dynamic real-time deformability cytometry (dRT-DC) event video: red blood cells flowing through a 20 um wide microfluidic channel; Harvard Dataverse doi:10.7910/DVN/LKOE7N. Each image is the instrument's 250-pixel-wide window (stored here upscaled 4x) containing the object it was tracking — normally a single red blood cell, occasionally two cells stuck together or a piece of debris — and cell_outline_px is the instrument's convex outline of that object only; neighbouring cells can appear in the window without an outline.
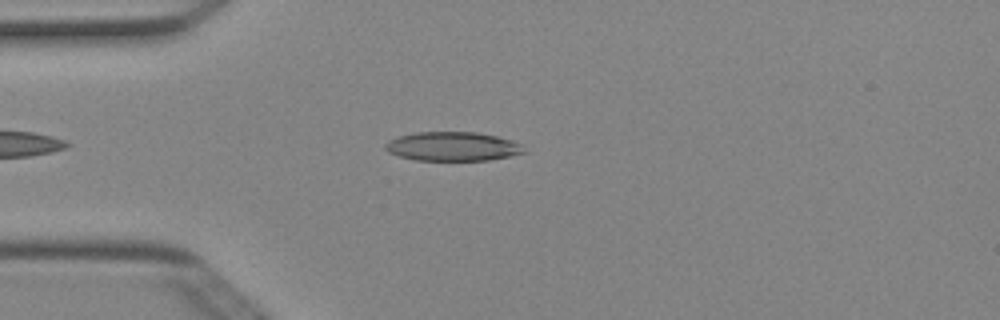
{"species": "Egyptian fruit bat (a non-hibernating species)", "species_latin": "Rousettus aegyptiacus", "temperature_condition": "cold", "stored_images_in_passage": 41, "camera_frame_rate_fps": 3000, "um_per_image_px": 0.085, "animal": {"sex": "female"}, "frame": {"image": 1, "passage_image": 7, "time_ms": 2.0, "image_size_px": [1000, 320], "cell_outline_px": [[528, 152], [512, 156], [488, 160], [416, 160], [400, 156], [388, 152], [384, 148], [384, 144], [388, 140], [400, 136], [416, 132], [476, 132], [496, 136], [520, 144]], "centroid_in_image_um": [38.47, 12.45], "position_along_channel_um": 46.5, "area_um2": 23.41}}
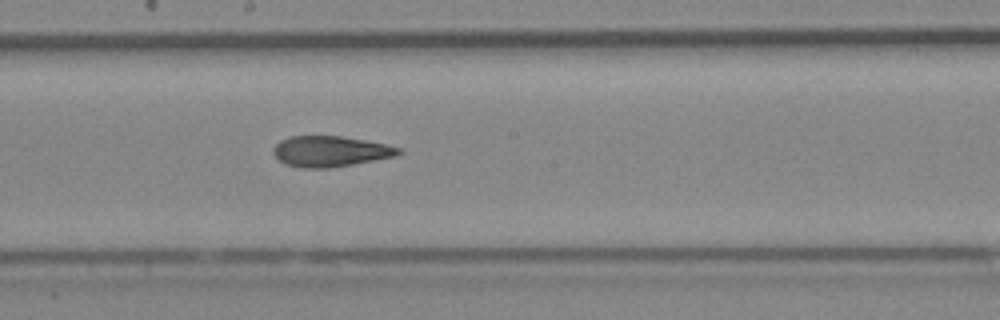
{"frame": {"image": 2, "passage_image": 21, "time_ms": 6.667, "image_size_px": [1000, 320], "cell_outline_px": [[404, 152], [396, 156], [352, 164], [328, 168], [300, 168], [284, 164], [272, 152], [272, 148], [280, 140], [288, 136], [340, 136], [364, 140], [384, 144], [400, 148]], "centroid_in_image_um": [28.04, 12.86], "position_along_channel_um": 220.2, "area_um2": 22.37}}
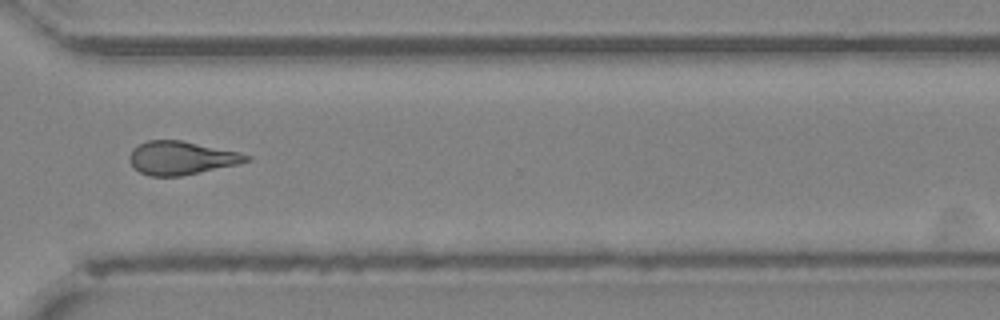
{"frame": {"image": 3, "passage_image": 31, "time_ms": 10.0, "image_size_px": [1000, 320], "cell_outline_px": [[252, 160], [236, 164], [180, 176], [148, 176], [140, 172], [128, 160], [128, 156], [132, 148], [148, 140], [180, 140], [236, 152], [252, 156]], "centroid_in_image_um": [15.36, 13.42], "position_along_channel_um": 355.2, "area_um2": 22.37}, "authors_computed_cell_mechanics": {"area_um2": 22.6576, "velocity_mm_per_s": 4.046, "shape_relaxation_time_tau1_ms": 7.6019, "shape_relaxation_time_tau2_ms": 2.6125, "deformation_change_tau1": 0.1808, "deformation_change_tau2": 0.1136}}